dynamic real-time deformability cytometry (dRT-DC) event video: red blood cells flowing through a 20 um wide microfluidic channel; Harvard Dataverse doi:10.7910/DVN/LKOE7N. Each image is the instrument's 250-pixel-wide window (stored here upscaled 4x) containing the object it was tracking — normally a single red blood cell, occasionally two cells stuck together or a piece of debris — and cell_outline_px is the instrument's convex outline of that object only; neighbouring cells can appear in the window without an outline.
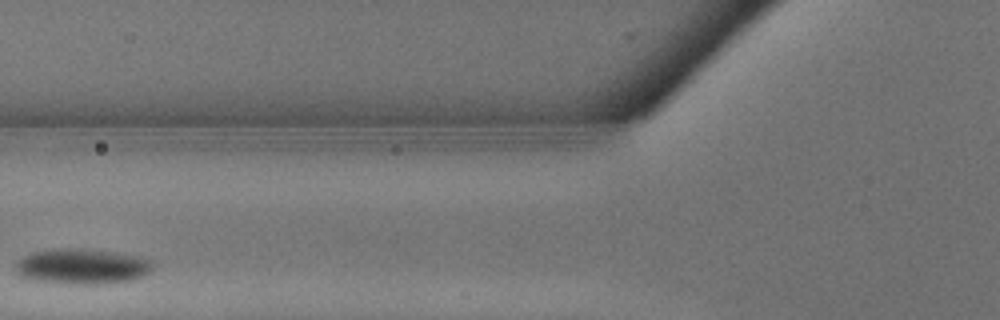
{"species": "common noctule bat (a hibernating species)", "species_latin": "Nyctalus noctula", "temperature_condition": "warm", "stored_images_in_passage": 9, "camera_frame_rate_fps": 3000, "um_per_image_px": 0.085, "animal": {"sex": "male", "body_mass_g": 13.3}, "frame": {"image": 1, "passage_image": 4, "time_ms": 1.0, "image_size_px": [1000, 320], "cell_outline_px": [[152, 268], [144, 276], [128, 280], [96, 284], [84, 284], [36, 280], [20, 276], [16, 272], [16, 264], [24, 256], [36, 252], [64, 248], [76, 248], [112, 252], [140, 256], [152, 260]], "centroid_in_image_um": [7.01, 22.64], "position_along_channel_um": 118.8, "area_um2": 27.63}}
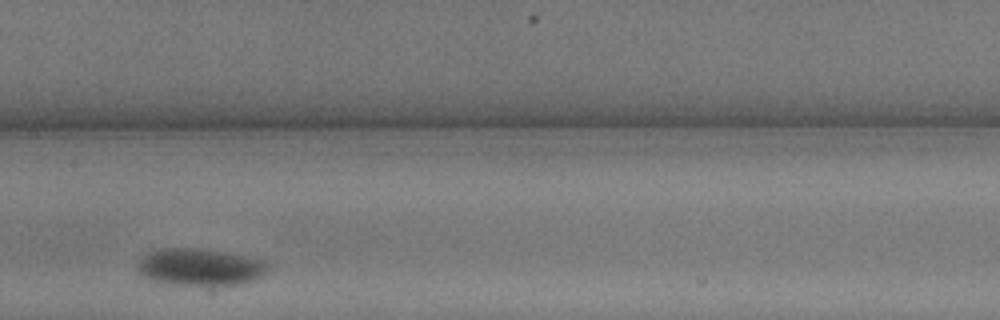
{"frame": {"image": 2, "passage_image": 7, "time_ms": 2.0, "image_size_px": [1000, 320], "cell_outline_px": [[268, 268], [256, 280], [244, 284], [160, 284], [140, 272], [140, 264], [144, 256], [148, 252], [160, 248], [200, 248], [244, 256], [260, 260], [268, 264]], "centroid_in_image_um": [17.01, 22.69], "position_along_channel_um": 190.4, "area_um2": 27.46}}
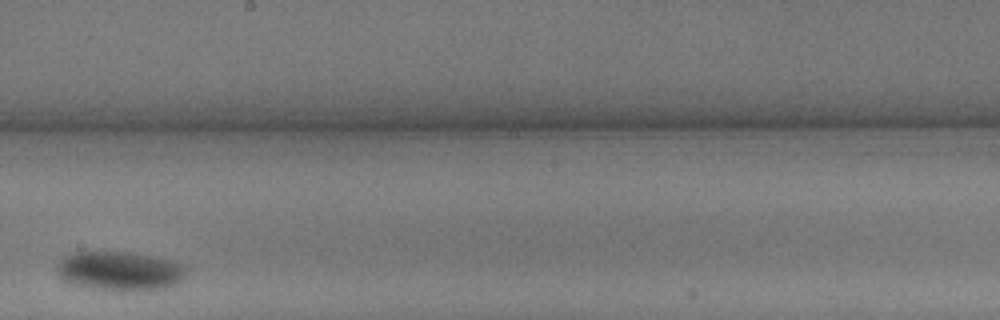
{"frame": {"image": 3, "passage_image": 9, "time_ms": 2.667, "image_size_px": [1000, 320], "cell_outline_px": [[188, 268], [180, 280], [176, 284], [164, 288], [100, 288], [76, 284], [64, 280], [60, 276], [60, 264], [68, 256], [76, 252], [128, 252], [176, 260], [184, 264]], "centroid_in_image_um": [10.3, 22.98], "position_along_channel_um": 237.9, "area_um2": 28.03}}